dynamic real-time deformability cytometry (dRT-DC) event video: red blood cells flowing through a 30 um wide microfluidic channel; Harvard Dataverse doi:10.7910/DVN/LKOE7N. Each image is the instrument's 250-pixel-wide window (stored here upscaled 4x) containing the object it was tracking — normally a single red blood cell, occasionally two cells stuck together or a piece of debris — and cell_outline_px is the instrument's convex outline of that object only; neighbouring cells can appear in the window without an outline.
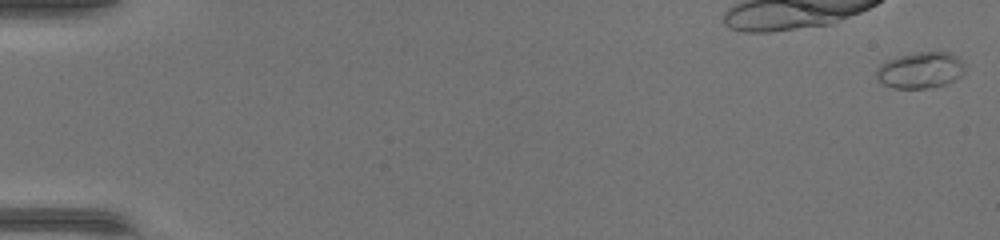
{"species": "common noctule bat (a hibernating species)", "species_latin": "Nyctalus noctula", "temperature_condition": "warm", "stored_images_in_passage": 47, "camera_frame_rate_fps": 3000, "um_per_image_px": 0.085, "animal": {"sex": "female", "body_mass_g": 17.0, "forearm_length_mm": 48.0}, "frame": {"image": 1, "passage_image": 1, "time_ms": 0.0, "image_size_px": [1000, 240], "cell_outline_px": [[964, 72], [960, 76], [944, 84], [932, 88], [892, 88], [884, 84], [876, 76], [876, 68], [880, 64], [888, 60], [900, 56], [916, 52], [952, 52], [964, 64]], "centroid_in_image_um": [78.23, 5.96], "position_along_channel_um": 6.8, "area_um2": 18.55}}
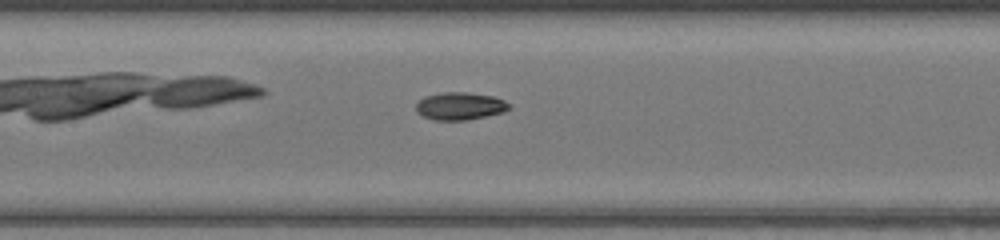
{"frame": {"image": 2, "passage_image": 24, "time_ms": 7.667, "image_size_px": [1000, 240], "cell_outline_px": [[512, 108], [504, 112], [464, 120], [432, 120], [416, 112], [416, 104], [424, 96], [440, 92], [464, 92], [492, 96], [504, 100]], "centroid_in_image_um": [39.07, 9.01], "position_along_channel_um": 168.3, "area_um2": 14.91}}
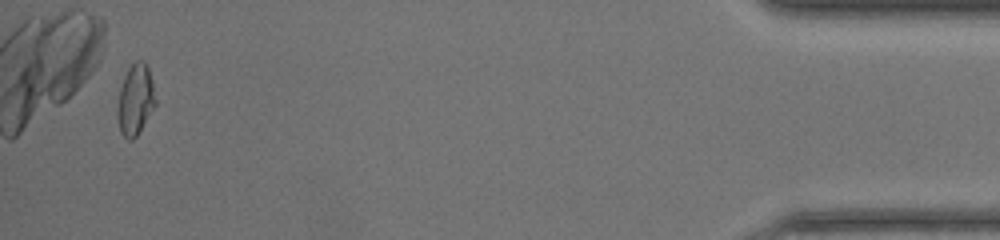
{"frame": {"image": 3, "passage_image": 46, "time_ms": 15.0, "image_size_px": [1000, 240], "cell_outline_px": [[156, 104], [136, 136], [132, 140], [128, 140], [120, 132], [116, 116], [116, 108], [120, 88], [124, 76], [128, 68], [136, 60], [144, 60], [148, 68], [152, 80], [156, 100]], "centroid_in_image_um": [11.48, 8.47], "position_along_channel_um": 423.7, "area_um2": 15.78}}